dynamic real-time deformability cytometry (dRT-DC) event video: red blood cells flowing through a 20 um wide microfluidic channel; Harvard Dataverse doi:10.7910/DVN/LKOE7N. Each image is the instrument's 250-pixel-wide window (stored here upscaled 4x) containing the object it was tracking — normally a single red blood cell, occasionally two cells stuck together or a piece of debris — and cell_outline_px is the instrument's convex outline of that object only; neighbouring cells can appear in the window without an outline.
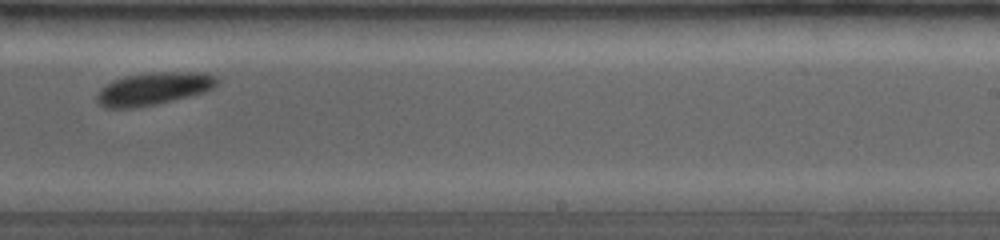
{"species": "common noctule bat (a hibernating species)", "species_latin": "Nyctalus noctula", "temperature_condition": "room temperature", "stored_images_in_passage": 18, "camera_frame_rate_fps": 4000, "um_per_image_px": 0.085, "animal": {"sex": "female", "body_mass_g": 19.0, "forearm_length_mm": 53.3}, "frame": {"image": 1, "passage_image": 11, "time_ms": 5.5, "image_size_px": [1000, 240], "cell_outline_px": [[220, 80], [212, 88], [204, 92], [156, 104], [136, 108], [104, 108], [96, 100], [96, 92], [100, 88], [112, 80], [124, 76], [156, 72], [204, 72], [216, 76]], "centroid_in_image_um": [13.02, 7.54], "position_along_channel_um": 276.0, "area_um2": 22.95}}